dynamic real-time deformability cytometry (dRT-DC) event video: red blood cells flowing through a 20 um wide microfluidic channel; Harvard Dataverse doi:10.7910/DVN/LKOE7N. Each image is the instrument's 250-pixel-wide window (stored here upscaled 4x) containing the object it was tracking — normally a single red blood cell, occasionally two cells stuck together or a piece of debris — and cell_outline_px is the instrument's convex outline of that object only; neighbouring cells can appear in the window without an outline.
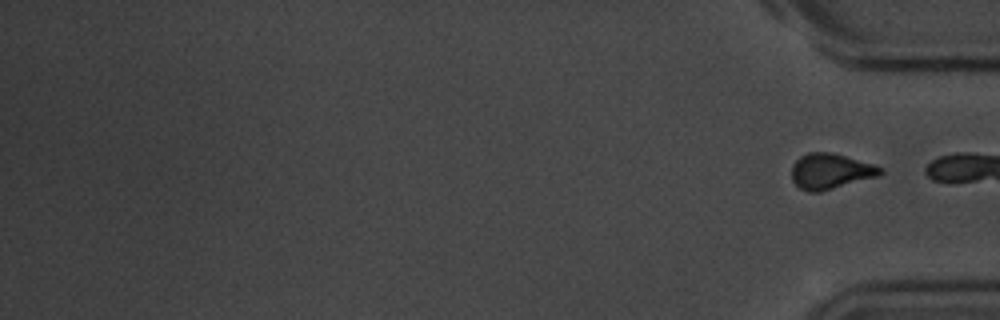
{"species": "common noctule bat (a hibernating species)", "species_latin": "Nyctalus noctula", "temperature_condition": "room temperature", "stored_images_in_passage": 16, "camera_frame_rate_fps": 3000, "um_per_image_px": 0.085, "animal": {"sex": "male", "body_mass_g": 20.1, "forearm_length_mm": 53.5}, "frame": {"image": 1, "passage_image": 16, "time_ms": 19.333, "image_size_px": [1000, 320], "cell_outline_px": [[884, 172], [880, 176], [820, 192], [808, 192], [800, 188], [792, 180], [792, 164], [800, 156], [808, 152], [832, 152], [876, 164], [884, 168]], "centroid_in_image_um": [70.64, 14.55], "position_along_channel_um": 364.6, "area_um2": 18.73}}